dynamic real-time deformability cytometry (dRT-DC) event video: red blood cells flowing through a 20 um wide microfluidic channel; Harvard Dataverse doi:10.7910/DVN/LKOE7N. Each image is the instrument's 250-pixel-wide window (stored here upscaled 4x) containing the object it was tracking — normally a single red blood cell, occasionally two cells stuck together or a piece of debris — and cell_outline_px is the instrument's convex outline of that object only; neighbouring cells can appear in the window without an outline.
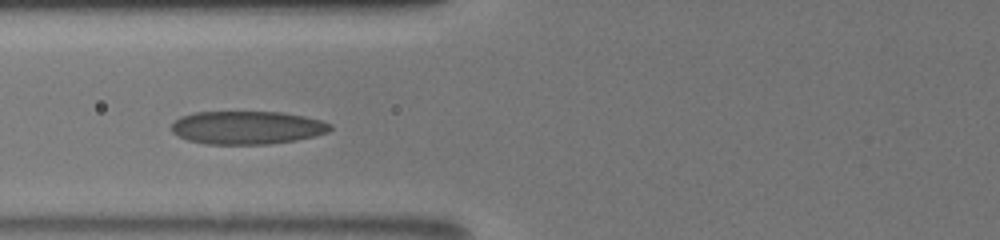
{"species": "human", "species_latin": "Homo sapiens", "temperature_condition": "room temperature", "stored_images_in_passage": 34, "camera_frame_rate_fps": 3000, "um_per_image_px": 0.085, "donor": {"sex": "male"}, "frame": {"image": 1, "passage_image": 9, "time_ms": 3.333, "image_size_px": [1000, 240], "cell_outline_px": [[332, 128], [328, 132], [316, 136], [296, 140], [268, 144], [204, 144], [188, 140], [172, 132], [172, 124], [180, 116], [192, 112], [284, 112], [304, 116], [320, 120], [332, 124]], "centroid_in_image_um": [21.02, 10.84], "position_along_channel_um": 104.8, "area_um2": 30.81}}
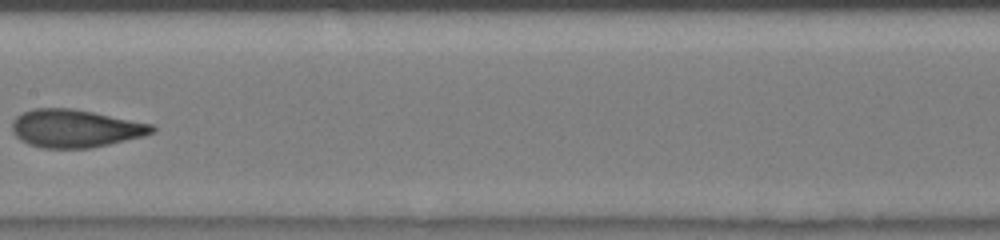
{"frame": {"image": 2, "passage_image": 16, "time_ms": 5.667, "image_size_px": [1000, 240], "cell_outline_px": [[156, 132], [144, 136], [108, 144], [88, 148], [40, 148], [28, 144], [20, 140], [12, 132], [12, 120], [16, 116], [32, 108], [72, 108], [152, 124], [156, 128]], "centroid_in_image_um": [6.37, 10.92], "position_along_channel_um": 201.0, "area_um2": 30.92}}
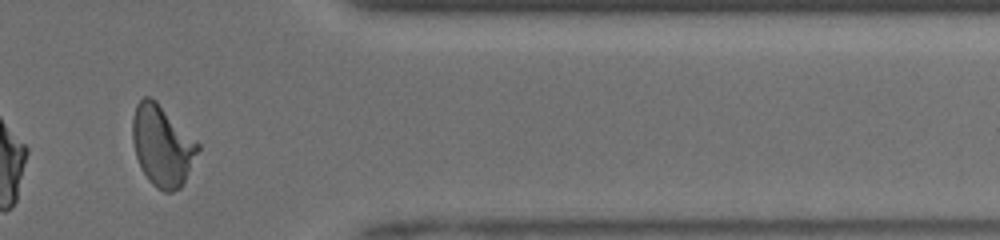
{"frame": {"image": 3, "passage_image": 28, "time_ms": 10.667, "image_size_px": [1000, 240], "cell_outline_px": [[200, 148], [180, 188], [172, 192], [164, 192], [156, 188], [148, 180], [136, 156], [132, 140], [132, 120], [136, 104], [144, 96], [152, 96], [200, 144]], "centroid_in_image_um": [13.77, 12.36], "position_along_channel_um": 397.6, "area_um2": 30.63}, "authors_computed_cell_mechanics": {"area_um2": 30.1138, "velocity_mm_per_s": 4.1207, "shape_relaxation_time_tau1_ms": 6.0591, "shape_relaxation_time_tau2_ms": 0.9624, "deformation_change_tau1": 0.222, "deformation_change_tau2": 0.0797}}